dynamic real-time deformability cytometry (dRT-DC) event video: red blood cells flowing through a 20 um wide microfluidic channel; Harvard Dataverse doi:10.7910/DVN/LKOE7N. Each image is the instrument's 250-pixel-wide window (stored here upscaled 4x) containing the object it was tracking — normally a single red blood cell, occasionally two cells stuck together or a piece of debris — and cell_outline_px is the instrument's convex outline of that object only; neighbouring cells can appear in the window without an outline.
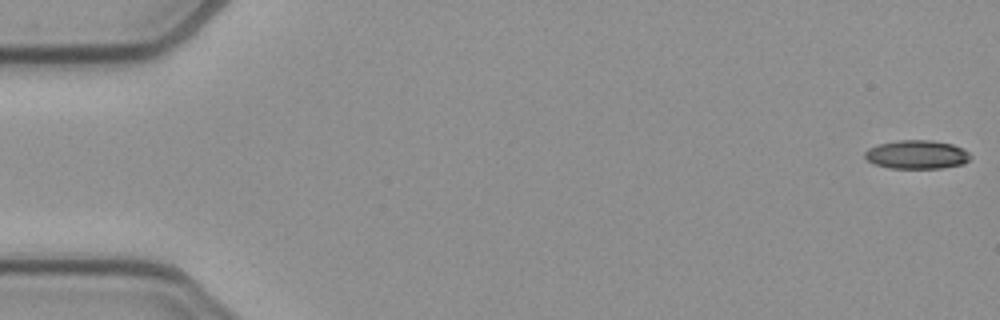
{"species": "common noctule bat (a hibernating species)", "species_latin": "Nyctalus noctula", "temperature_condition": "cold", "stored_images_in_passage": 17, "camera_frame_rate_fps": 3000, "um_per_image_px": 0.085, "animal": {"sex": "female", "body_mass_g": 21.9}, "frame": {"image": 1, "passage_image": 1, "time_ms": 0.0, "image_size_px": [1000, 320], "cell_outline_px": [[972, 156], [964, 164], [940, 168], [888, 168], [872, 164], [864, 156], [864, 152], [868, 148], [876, 144], [900, 140], [928, 140], [952, 144], [964, 148]], "centroid_in_image_um": [77.91, 13.14], "position_along_channel_um": 7.1, "area_um2": 17.8}}
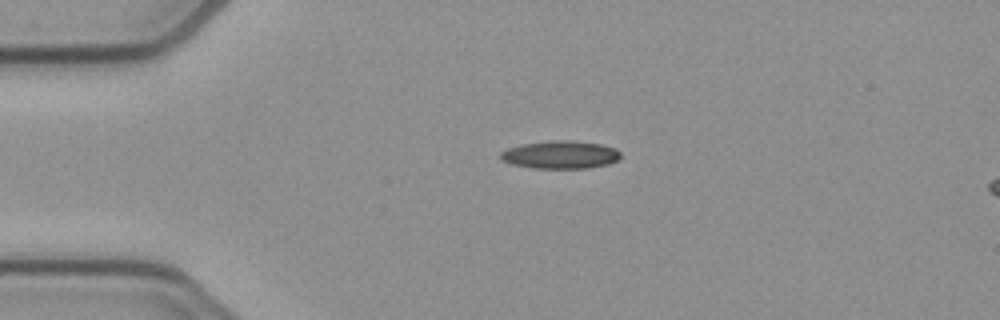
{"frame": {"image": 2, "passage_image": 12, "time_ms": 3.667, "image_size_px": [1000, 320], "cell_outline_px": [[620, 156], [616, 160], [608, 164], [588, 168], [532, 168], [512, 164], [500, 160], [500, 152], [508, 148], [520, 144], [552, 140], [572, 140], [600, 144], [616, 148], [620, 152]], "centroid_in_image_um": [47.6, 13.14], "position_along_channel_um": 37.4, "area_um2": 19.59}}